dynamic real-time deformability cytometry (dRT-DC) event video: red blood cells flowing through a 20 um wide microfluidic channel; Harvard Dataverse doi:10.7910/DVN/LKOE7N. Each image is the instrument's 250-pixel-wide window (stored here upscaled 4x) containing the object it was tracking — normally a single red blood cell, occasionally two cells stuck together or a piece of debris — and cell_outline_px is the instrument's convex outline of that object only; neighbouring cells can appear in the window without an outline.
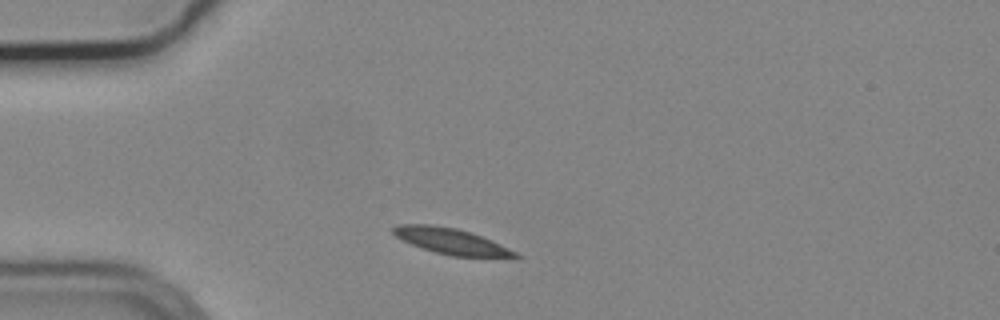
{"species": "common noctule bat (a hibernating species)", "species_latin": "Nyctalus noctula", "temperature_condition": "cold", "stored_images_in_passage": 40, "camera_frame_rate_fps": 3000, "um_per_image_px": 0.085, "animal": {"sex": "male", "body_mass_g": 19.2, "forearm_length_mm": 51.8}, "frame": {"image": 1, "passage_image": 5, "time_ms": 1.333, "image_size_px": [1000, 320], "cell_outline_px": [[524, 256], [520, 260], [516, 260], [452, 256], [436, 252], [412, 244], [396, 236], [392, 232], [392, 228], [396, 224], [432, 224], [456, 228], [472, 232], [492, 240]], "centroid_in_image_um": [38.54, 20.55], "position_along_channel_um": 46.5, "area_um2": 19.13}}
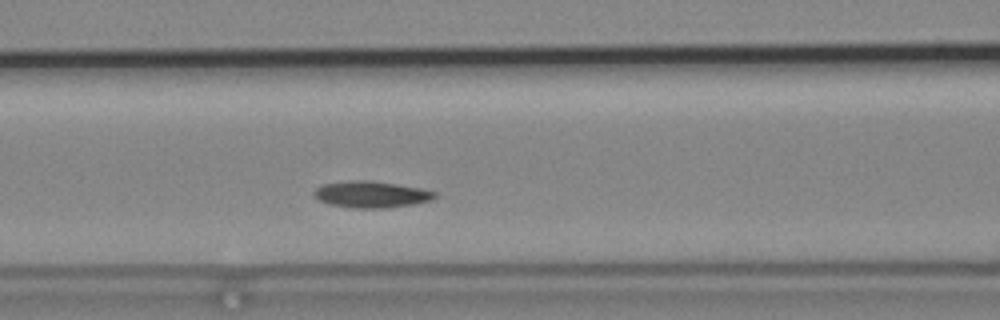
{"frame": {"image": 2, "passage_image": 14, "time_ms": 4.333, "image_size_px": [1000, 320], "cell_outline_px": [[436, 196], [432, 200], [412, 204], [388, 208], [352, 208], [328, 204], [320, 200], [312, 192], [316, 188], [324, 184], [352, 180], [372, 180], [420, 188], [436, 192]], "centroid_in_image_um": [31.56, 16.52], "position_along_channel_um": 135.0, "area_um2": 18.61}}
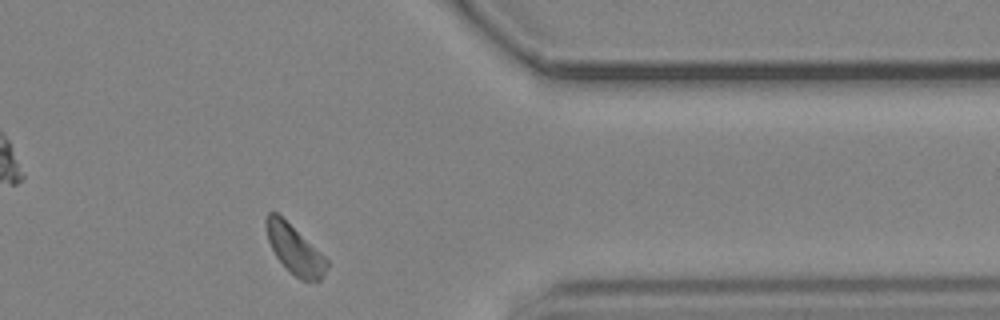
{"frame": {"image": 3, "passage_image": 36, "time_ms": 11.667, "image_size_px": [1000, 320], "cell_outline_px": [[328, 264], [324, 276], [320, 280], [300, 280], [276, 256], [268, 240], [264, 224], [264, 220], [268, 212], [276, 212], [320, 252], [328, 260]], "centroid_in_image_um": [25.03, 21.19], "position_along_channel_um": 386.4, "area_um2": 16.76}, "authors_computed_cell_mechanics": {"area_um2": 17.918, "velocity_mm_per_s": 3.6365, "shape_relaxation_time_tau1_ms": 3.036, "shape_relaxation_time_tau2_ms": null, "deformation_change_tau1": 0.0877, "deformation_change_tau2": null}}